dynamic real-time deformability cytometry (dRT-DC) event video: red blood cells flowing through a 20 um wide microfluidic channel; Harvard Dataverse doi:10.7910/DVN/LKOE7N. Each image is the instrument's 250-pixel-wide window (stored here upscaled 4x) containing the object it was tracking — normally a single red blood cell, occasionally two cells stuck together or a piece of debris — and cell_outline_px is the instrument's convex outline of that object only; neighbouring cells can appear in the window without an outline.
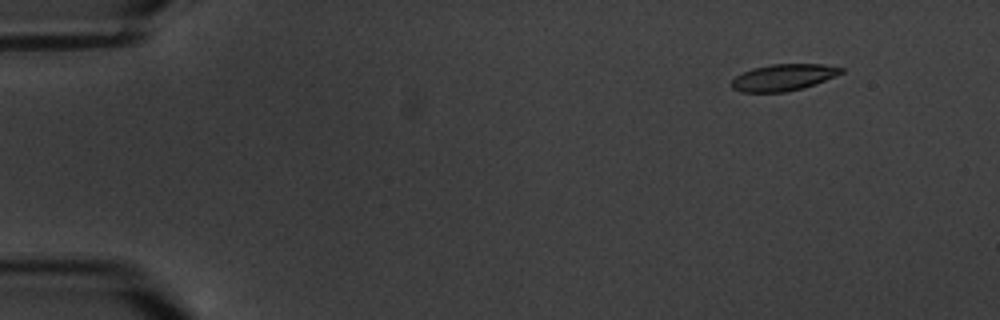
{"species": "common noctule bat (a hibernating species)", "species_latin": "Nyctalus noctula", "temperature_condition": "warm", "stored_images_in_passage": 3, "segment_of_instrument_passage": [2, 2], "camera_frame_rate_fps": 3000, "um_per_image_px": 0.085, "animal": {"sex": "male", "body_mass_g": 20.1, "forearm_length_mm": 53.5}, "frame": {"image": 1, "passage_image": 3, "time_ms": 3.333, "image_size_px": [1000, 320], "cell_outline_px": [[844, 72], [836, 76], [804, 88], [788, 92], [740, 92], [732, 88], [732, 80], [736, 76], [752, 68], [772, 64], [824, 64], [844, 68]], "centroid_in_image_um": [66.61, 6.58], "position_along_channel_um": 18.4, "area_um2": 17.05}}